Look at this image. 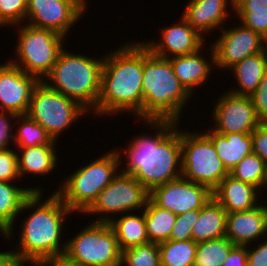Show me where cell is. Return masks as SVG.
<instances>
[{"mask_svg": "<svg viewBox=\"0 0 267 266\" xmlns=\"http://www.w3.org/2000/svg\"><path fill=\"white\" fill-rule=\"evenodd\" d=\"M121 266H161L158 243L149 242L125 249Z\"/></svg>", "mask_w": 267, "mask_h": 266, "instance_id": "836d02e7", "label": "cell"}, {"mask_svg": "<svg viewBox=\"0 0 267 266\" xmlns=\"http://www.w3.org/2000/svg\"><path fill=\"white\" fill-rule=\"evenodd\" d=\"M234 246L226 237L198 242L194 266H221Z\"/></svg>", "mask_w": 267, "mask_h": 266, "instance_id": "d6a6232c", "label": "cell"}, {"mask_svg": "<svg viewBox=\"0 0 267 266\" xmlns=\"http://www.w3.org/2000/svg\"><path fill=\"white\" fill-rule=\"evenodd\" d=\"M212 141L218 158L230 172L248 154L253 152L251 134L229 133L218 134L212 129L203 131Z\"/></svg>", "mask_w": 267, "mask_h": 266, "instance_id": "cb8c5ba5", "label": "cell"}, {"mask_svg": "<svg viewBox=\"0 0 267 266\" xmlns=\"http://www.w3.org/2000/svg\"><path fill=\"white\" fill-rule=\"evenodd\" d=\"M21 180L18 172L16 149L0 151V181L16 182Z\"/></svg>", "mask_w": 267, "mask_h": 266, "instance_id": "8d00e7d4", "label": "cell"}, {"mask_svg": "<svg viewBox=\"0 0 267 266\" xmlns=\"http://www.w3.org/2000/svg\"><path fill=\"white\" fill-rule=\"evenodd\" d=\"M143 212L149 242L161 243L169 240L177 215L155 205L150 199Z\"/></svg>", "mask_w": 267, "mask_h": 266, "instance_id": "83f0119b", "label": "cell"}, {"mask_svg": "<svg viewBox=\"0 0 267 266\" xmlns=\"http://www.w3.org/2000/svg\"><path fill=\"white\" fill-rule=\"evenodd\" d=\"M233 15L263 38L267 36V0H234Z\"/></svg>", "mask_w": 267, "mask_h": 266, "instance_id": "f1b7e54d", "label": "cell"}, {"mask_svg": "<svg viewBox=\"0 0 267 266\" xmlns=\"http://www.w3.org/2000/svg\"><path fill=\"white\" fill-rule=\"evenodd\" d=\"M120 158L115 148L73 170L56 186L55 192L75 215H83L95 202L98 194L121 171ZM78 212V213H77Z\"/></svg>", "mask_w": 267, "mask_h": 266, "instance_id": "8992f818", "label": "cell"}, {"mask_svg": "<svg viewBox=\"0 0 267 266\" xmlns=\"http://www.w3.org/2000/svg\"><path fill=\"white\" fill-rule=\"evenodd\" d=\"M255 112L261 123H267V70L257 89L250 95Z\"/></svg>", "mask_w": 267, "mask_h": 266, "instance_id": "f35d334b", "label": "cell"}, {"mask_svg": "<svg viewBox=\"0 0 267 266\" xmlns=\"http://www.w3.org/2000/svg\"><path fill=\"white\" fill-rule=\"evenodd\" d=\"M42 196L46 194L33 192L24 201L19 214L30 212L21 220L18 242L12 249L19 266H34L44 260L62 258L66 249V240L63 239L64 226L67 225L64 223L73 212L55 192L48 198Z\"/></svg>", "mask_w": 267, "mask_h": 266, "instance_id": "7a4b0ae2", "label": "cell"}, {"mask_svg": "<svg viewBox=\"0 0 267 266\" xmlns=\"http://www.w3.org/2000/svg\"><path fill=\"white\" fill-rule=\"evenodd\" d=\"M15 183L18 184V182L0 181V236L8 242H12L11 239L16 240L15 227L20 222L18 219L24 201L33 192L45 191L43 186L23 187L24 184L21 183L22 187H18Z\"/></svg>", "mask_w": 267, "mask_h": 266, "instance_id": "44dd1931", "label": "cell"}, {"mask_svg": "<svg viewBox=\"0 0 267 266\" xmlns=\"http://www.w3.org/2000/svg\"><path fill=\"white\" fill-rule=\"evenodd\" d=\"M187 2L181 15L204 38L206 35L210 36L215 29L218 31L225 27L229 18L233 19L229 12L232 10V14L234 13V0H188ZM229 6L232 9L229 10Z\"/></svg>", "mask_w": 267, "mask_h": 266, "instance_id": "ac0fdd59", "label": "cell"}, {"mask_svg": "<svg viewBox=\"0 0 267 266\" xmlns=\"http://www.w3.org/2000/svg\"><path fill=\"white\" fill-rule=\"evenodd\" d=\"M14 133L15 147H36L39 145H56L57 141L35 120L27 114L18 115Z\"/></svg>", "mask_w": 267, "mask_h": 266, "instance_id": "f546056e", "label": "cell"}, {"mask_svg": "<svg viewBox=\"0 0 267 266\" xmlns=\"http://www.w3.org/2000/svg\"><path fill=\"white\" fill-rule=\"evenodd\" d=\"M13 27L17 28L15 35L18 38L14 45V56L8 60L28 75L43 81L66 46V37L54 30L33 27L27 23Z\"/></svg>", "mask_w": 267, "mask_h": 266, "instance_id": "52a82bcc", "label": "cell"}, {"mask_svg": "<svg viewBox=\"0 0 267 266\" xmlns=\"http://www.w3.org/2000/svg\"><path fill=\"white\" fill-rule=\"evenodd\" d=\"M161 266H194L197 243L193 240L158 243Z\"/></svg>", "mask_w": 267, "mask_h": 266, "instance_id": "4dcf8cb0", "label": "cell"}, {"mask_svg": "<svg viewBox=\"0 0 267 266\" xmlns=\"http://www.w3.org/2000/svg\"><path fill=\"white\" fill-rule=\"evenodd\" d=\"M221 266H247V246L235 245Z\"/></svg>", "mask_w": 267, "mask_h": 266, "instance_id": "b9f144b4", "label": "cell"}, {"mask_svg": "<svg viewBox=\"0 0 267 266\" xmlns=\"http://www.w3.org/2000/svg\"><path fill=\"white\" fill-rule=\"evenodd\" d=\"M263 188L265 189H263L261 193H264L265 191H267V176H266V180H265Z\"/></svg>", "mask_w": 267, "mask_h": 266, "instance_id": "bcb514c9", "label": "cell"}, {"mask_svg": "<svg viewBox=\"0 0 267 266\" xmlns=\"http://www.w3.org/2000/svg\"><path fill=\"white\" fill-rule=\"evenodd\" d=\"M137 121L155 131L134 135L126 147L117 146L115 150L121 172L134 176L150 192L182 177L181 128L180 123L173 120Z\"/></svg>", "mask_w": 267, "mask_h": 266, "instance_id": "6da1fadb", "label": "cell"}, {"mask_svg": "<svg viewBox=\"0 0 267 266\" xmlns=\"http://www.w3.org/2000/svg\"><path fill=\"white\" fill-rule=\"evenodd\" d=\"M85 54H74L65 47L43 81L51 89L78 102L96 117L105 53L99 59Z\"/></svg>", "mask_w": 267, "mask_h": 266, "instance_id": "5b68a950", "label": "cell"}, {"mask_svg": "<svg viewBox=\"0 0 267 266\" xmlns=\"http://www.w3.org/2000/svg\"><path fill=\"white\" fill-rule=\"evenodd\" d=\"M210 45V58L206 54L203 56V49L206 44L197 52L189 55L174 56L168 58L171 62L174 75L179 79L181 85L186 91L194 98L198 87L208 82L212 69H216L215 52L211 44ZM202 52V53H201ZM207 80V81H206ZM197 88V90H196Z\"/></svg>", "mask_w": 267, "mask_h": 266, "instance_id": "ffe728a7", "label": "cell"}, {"mask_svg": "<svg viewBox=\"0 0 267 266\" xmlns=\"http://www.w3.org/2000/svg\"><path fill=\"white\" fill-rule=\"evenodd\" d=\"M17 117L18 115L13 112L0 111V151L7 150L14 146L15 132H13V128L15 129Z\"/></svg>", "mask_w": 267, "mask_h": 266, "instance_id": "74e56055", "label": "cell"}, {"mask_svg": "<svg viewBox=\"0 0 267 266\" xmlns=\"http://www.w3.org/2000/svg\"><path fill=\"white\" fill-rule=\"evenodd\" d=\"M212 109V127L218 134H251L261 123L256 115L250 96L223 92L214 102Z\"/></svg>", "mask_w": 267, "mask_h": 266, "instance_id": "5bb4252c", "label": "cell"}, {"mask_svg": "<svg viewBox=\"0 0 267 266\" xmlns=\"http://www.w3.org/2000/svg\"><path fill=\"white\" fill-rule=\"evenodd\" d=\"M263 200L253 209L227 214L225 237L234 245H253L267 237V203Z\"/></svg>", "mask_w": 267, "mask_h": 266, "instance_id": "d6986e66", "label": "cell"}, {"mask_svg": "<svg viewBox=\"0 0 267 266\" xmlns=\"http://www.w3.org/2000/svg\"><path fill=\"white\" fill-rule=\"evenodd\" d=\"M34 266H78L66 261L63 257L62 258H55L41 261Z\"/></svg>", "mask_w": 267, "mask_h": 266, "instance_id": "ee69618b", "label": "cell"}, {"mask_svg": "<svg viewBox=\"0 0 267 266\" xmlns=\"http://www.w3.org/2000/svg\"><path fill=\"white\" fill-rule=\"evenodd\" d=\"M180 19V20H179ZM176 23L160 29V40L146 39L141 42L155 55L163 58L189 55L197 52L207 42L192 28L187 20L180 16Z\"/></svg>", "mask_w": 267, "mask_h": 266, "instance_id": "2e32d148", "label": "cell"}, {"mask_svg": "<svg viewBox=\"0 0 267 266\" xmlns=\"http://www.w3.org/2000/svg\"><path fill=\"white\" fill-rule=\"evenodd\" d=\"M39 80L9 60L0 64V111L27 114L31 95Z\"/></svg>", "mask_w": 267, "mask_h": 266, "instance_id": "e0dca14e", "label": "cell"}, {"mask_svg": "<svg viewBox=\"0 0 267 266\" xmlns=\"http://www.w3.org/2000/svg\"><path fill=\"white\" fill-rule=\"evenodd\" d=\"M148 199L149 191L134 176L120 171L83 216L94 215L91 221L110 223L117 215L142 211Z\"/></svg>", "mask_w": 267, "mask_h": 266, "instance_id": "8fae6325", "label": "cell"}, {"mask_svg": "<svg viewBox=\"0 0 267 266\" xmlns=\"http://www.w3.org/2000/svg\"><path fill=\"white\" fill-rule=\"evenodd\" d=\"M87 114L90 115L78 102L51 89L44 81L34 87L27 112L55 141Z\"/></svg>", "mask_w": 267, "mask_h": 266, "instance_id": "9c48e42d", "label": "cell"}, {"mask_svg": "<svg viewBox=\"0 0 267 266\" xmlns=\"http://www.w3.org/2000/svg\"><path fill=\"white\" fill-rule=\"evenodd\" d=\"M27 0H0V30L25 23Z\"/></svg>", "mask_w": 267, "mask_h": 266, "instance_id": "e575fe53", "label": "cell"}, {"mask_svg": "<svg viewBox=\"0 0 267 266\" xmlns=\"http://www.w3.org/2000/svg\"><path fill=\"white\" fill-rule=\"evenodd\" d=\"M87 5L88 0H27L25 23L54 30L67 38L70 29L85 16Z\"/></svg>", "mask_w": 267, "mask_h": 266, "instance_id": "7c38bea8", "label": "cell"}, {"mask_svg": "<svg viewBox=\"0 0 267 266\" xmlns=\"http://www.w3.org/2000/svg\"><path fill=\"white\" fill-rule=\"evenodd\" d=\"M229 175L257 187L261 192L267 176V164L254 152L239 162Z\"/></svg>", "mask_w": 267, "mask_h": 266, "instance_id": "1f68e13d", "label": "cell"}, {"mask_svg": "<svg viewBox=\"0 0 267 266\" xmlns=\"http://www.w3.org/2000/svg\"><path fill=\"white\" fill-rule=\"evenodd\" d=\"M18 161V172L21 180L24 176H47L57 170L59 155L56 145H39L36 147H15ZM57 152V153H56ZM33 175V176H32Z\"/></svg>", "mask_w": 267, "mask_h": 266, "instance_id": "603a6c76", "label": "cell"}, {"mask_svg": "<svg viewBox=\"0 0 267 266\" xmlns=\"http://www.w3.org/2000/svg\"><path fill=\"white\" fill-rule=\"evenodd\" d=\"M258 242L247 246V266H267V237Z\"/></svg>", "mask_w": 267, "mask_h": 266, "instance_id": "ab89813d", "label": "cell"}, {"mask_svg": "<svg viewBox=\"0 0 267 266\" xmlns=\"http://www.w3.org/2000/svg\"><path fill=\"white\" fill-rule=\"evenodd\" d=\"M142 91L143 120L180 123L186 104L193 98L174 75L170 60L153 54L144 44Z\"/></svg>", "mask_w": 267, "mask_h": 266, "instance_id": "277c9868", "label": "cell"}, {"mask_svg": "<svg viewBox=\"0 0 267 266\" xmlns=\"http://www.w3.org/2000/svg\"><path fill=\"white\" fill-rule=\"evenodd\" d=\"M227 213L212 198L200 209L198 220L192 229V240L196 243L225 237Z\"/></svg>", "mask_w": 267, "mask_h": 266, "instance_id": "484cf974", "label": "cell"}, {"mask_svg": "<svg viewBox=\"0 0 267 266\" xmlns=\"http://www.w3.org/2000/svg\"><path fill=\"white\" fill-rule=\"evenodd\" d=\"M200 215V210L188 211L177 215L169 240H192V229Z\"/></svg>", "mask_w": 267, "mask_h": 266, "instance_id": "d590c367", "label": "cell"}, {"mask_svg": "<svg viewBox=\"0 0 267 266\" xmlns=\"http://www.w3.org/2000/svg\"><path fill=\"white\" fill-rule=\"evenodd\" d=\"M213 198L212 191L183 177L155 187L149 192V199L157 206L179 215L200 210Z\"/></svg>", "mask_w": 267, "mask_h": 266, "instance_id": "9a60e30c", "label": "cell"}, {"mask_svg": "<svg viewBox=\"0 0 267 266\" xmlns=\"http://www.w3.org/2000/svg\"><path fill=\"white\" fill-rule=\"evenodd\" d=\"M264 51H265L266 56H267V36L264 38Z\"/></svg>", "mask_w": 267, "mask_h": 266, "instance_id": "f6af8a7d", "label": "cell"}, {"mask_svg": "<svg viewBox=\"0 0 267 266\" xmlns=\"http://www.w3.org/2000/svg\"><path fill=\"white\" fill-rule=\"evenodd\" d=\"M212 195L227 214L253 209L261 203V198L265 199L257 187L230 175L218 184Z\"/></svg>", "mask_w": 267, "mask_h": 266, "instance_id": "7402d4cb", "label": "cell"}, {"mask_svg": "<svg viewBox=\"0 0 267 266\" xmlns=\"http://www.w3.org/2000/svg\"><path fill=\"white\" fill-rule=\"evenodd\" d=\"M0 266H19L14 258L13 250L0 252Z\"/></svg>", "mask_w": 267, "mask_h": 266, "instance_id": "7bdbcfd3", "label": "cell"}, {"mask_svg": "<svg viewBox=\"0 0 267 266\" xmlns=\"http://www.w3.org/2000/svg\"><path fill=\"white\" fill-rule=\"evenodd\" d=\"M201 130L181 128L182 177L213 191L229 175L211 139Z\"/></svg>", "mask_w": 267, "mask_h": 266, "instance_id": "30bf717a", "label": "cell"}, {"mask_svg": "<svg viewBox=\"0 0 267 266\" xmlns=\"http://www.w3.org/2000/svg\"><path fill=\"white\" fill-rule=\"evenodd\" d=\"M125 42L114 51L105 50L97 116L119 117L131 113L134 118L143 120V43Z\"/></svg>", "mask_w": 267, "mask_h": 266, "instance_id": "3957f363", "label": "cell"}, {"mask_svg": "<svg viewBox=\"0 0 267 266\" xmlns=\"http://www.w3.org/2000/svg\"><path fill=\"white\" fill-rule=\"evenodd\" d=\"M251 137L253 152L267 164V123H260Z\"/></svg>", "mask_w": 267, "mask_h": 266, "instance_id": "60d3db41", "label": "cell"}, {"mask_svg": "<svg viewBox=\"0 0 267 266\" xmlns=\"http://www.w3.org/2000/svg\"><path fill=\"white\" fill-rule=\"evenodd\" d=\"M219 33L218 38L210 42L215 52V68L219 73L221 70L229 71L244 58L264 51V38L241 22L223 27Z\"/></svg>", "mask_w": 267, "mask_h": 266, "instance_id": "4fadbf2b", "label": "cell"}, {"mask_svg": "<svg viewBox=\"0 0 267 266\" xmlns=\"http://www.w3.org/2000/svg\"><path fill=\"white\" fill-rule=\"evenodd\" d=\"M266 70L265 51L244 58L229 69L238 85L236 88L233 85V88L230 87L227 91L236 95L250 96L259 86Z\"/></svg>", "mask_w": 267, "mask_h": 266, "instance_id": "d4e9b609", "label": "cell"}, {"mask_svg": "<svg viewBox=\"0 0 267 266\" xmlns=\"http://www.w3.org/2000/svg\"><path fill=\"white\" fill-rule=\"evenodd\" d=\"M87 225L65 238L63 258L78 266H121L122 251L110 223L90 220Z\"/></svg>", "mask_w": 267, "mask_h": 266, "instance_id": "ba28073f", "label": "cell"}, {"mask_svg": "<svg viewBox=\"0 0 267 266\" xmlns=\"http://www.w3.org/2000/svg\"><path fill=\"white\" fill-rule=\"evenodd\" d=\"M110 225L115 232L121 251L149 243L143 210L138 213L121 214L115 217Z\"/></svg>", "mask_w": 267, "mask_h": 266, "instance_id": "4316f807", "label": "cell"}]
</instances>
